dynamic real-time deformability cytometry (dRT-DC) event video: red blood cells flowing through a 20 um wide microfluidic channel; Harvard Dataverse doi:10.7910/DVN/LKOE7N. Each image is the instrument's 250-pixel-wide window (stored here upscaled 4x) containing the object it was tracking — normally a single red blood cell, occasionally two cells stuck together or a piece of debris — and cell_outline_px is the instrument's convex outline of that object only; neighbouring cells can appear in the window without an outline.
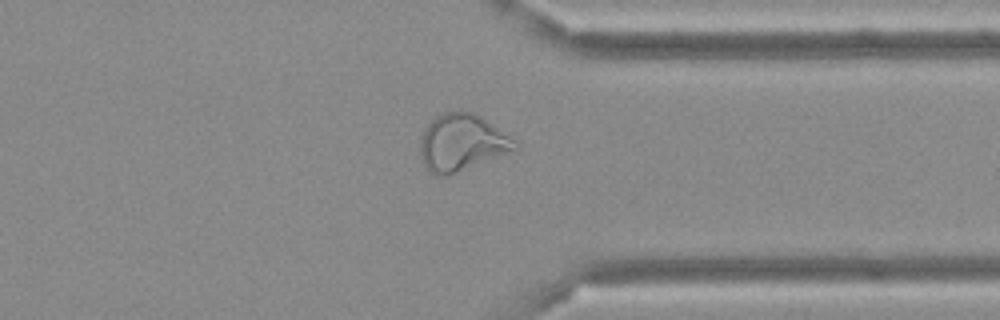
{"species": "Egyptian fruit bat (a non-hibernating species)", "species_latin": "Rousettus aegyptiacus", "temperature_condition": "cold", "stored_images_in_passage": 38, "camera_frame_rate_fps": 3000, "um_per_image_px": 0.085, "frame": {"image": 1, "passage_image": 27, "time_ms": 8.667, "image_size_px": [1000, 320], "cell_outline_px": [[520, 148], [456, 172], [444, 176], [436, 176], [424, 164], [420, 156], [420, 136], [424, 128], [436, 116], [444, 112], [476, 112], [516, 140], [520, 144]], "centroid_in_image_um": [39.26, 12.1], "position_along_channel_um": 372.1, "area_um2": 31.21}}